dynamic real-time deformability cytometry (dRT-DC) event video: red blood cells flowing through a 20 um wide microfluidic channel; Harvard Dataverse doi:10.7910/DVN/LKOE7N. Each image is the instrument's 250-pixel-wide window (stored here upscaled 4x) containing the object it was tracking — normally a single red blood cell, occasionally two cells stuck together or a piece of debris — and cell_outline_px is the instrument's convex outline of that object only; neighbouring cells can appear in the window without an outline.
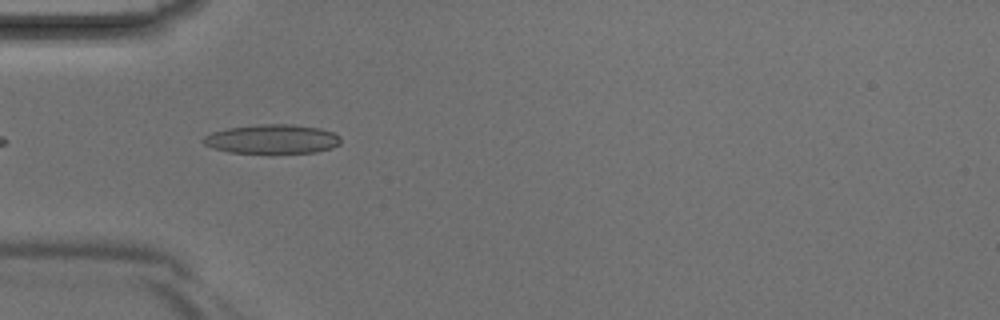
{"species": "Egyptian fruit bat (a non-hibernating species)", "species_latin": "Rousettus aegyptiacus", "temperature_condition": "room temperature", "stored_images_in_passage": 4, "camera_frame_rate_fps": 3000, "um_per_image_px": 0.085, "animal": {"sex": "male"}, "frame": {"image": 1, "passage_image": 4, "time_ms": 1.0, "image_size_px": [1000, 320], "cell_outline_px": [[340, 144], [332, 148], [316, 152], [228, 152], [212, 148], [204, 144], [200, 140], [204, 136], [212, 132], [228, 128], [260, 124], [292, 124], [320, 128], [332, 132], [340, 136]], "centroid_in_image_um": [23.12, 11.81], "position_along_channel_um": 61.9, "area_um2": 23.24}}